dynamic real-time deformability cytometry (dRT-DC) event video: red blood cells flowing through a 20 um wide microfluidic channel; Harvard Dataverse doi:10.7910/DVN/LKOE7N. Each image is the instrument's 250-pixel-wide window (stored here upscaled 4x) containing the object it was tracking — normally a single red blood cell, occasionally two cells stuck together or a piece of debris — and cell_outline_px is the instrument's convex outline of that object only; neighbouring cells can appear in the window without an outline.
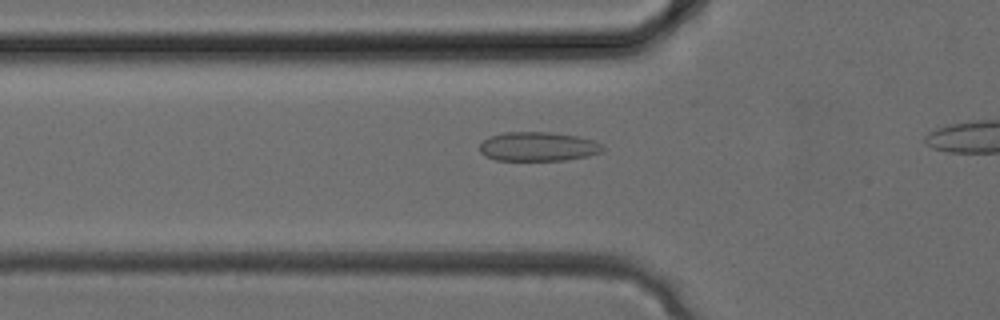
{"species": "common noctule bat (a hibernating species)", "species_latin": "Nyctalus noctula", "temperature_condition": "cold", "stored_images_in_passage": 22, "segment_of_instrument_passage": [1, 2], "camera_frame_rate_fps": 3000, "um_per_image_px": 0.085, "animal": {"sex": "female", "body_mass_g": 24.6, "forearm_length_mm": 56.2}, "frame": {"image": 1, "passage_image": 6, "time_ms": 1.667, "image_size_px": [1000, 320], "cell_outline_px": [[604, 152], [588, 156], [564, 160], [496, 160], [484, 156], [480, 152], [480, 144], [488, 136], [504, 132], [552, 132], [576, 136], [592, 140], [600, 144], [604, 148]], "centroid_in_image_um": [45.72, 12.46], "position_along_channel_um": 80.1, "area_um2": 20.98}}
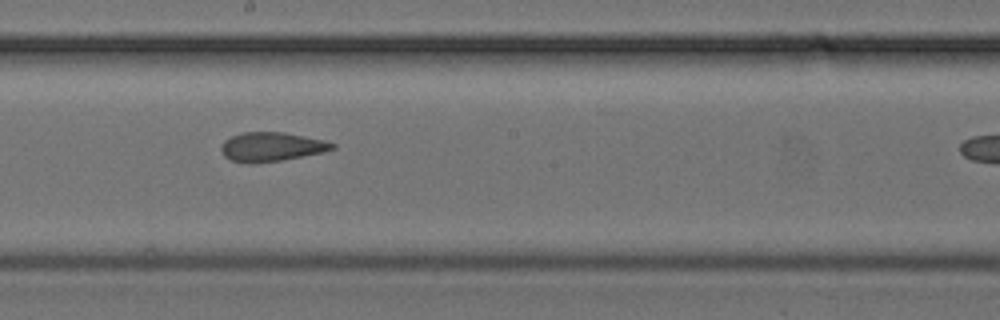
{"frame": {"image": 2, "passage_image": 13, "time_ms": 4.0, "image_size_px": [1000, 320], "cell_outline_px": [[336, 148], [324, 152], [284, 160], [256, 164], [248, 164], [232, 160], [224, 156], [220, 148], [220, 144], [224, 140], [232, 136], [244, 132], [284, 132], [324, 140], [336, 144]], "centroid_in_image_um": [23.07, 12.49], "position_along_channel_um": 225.1, "area_um2": 19.13}}
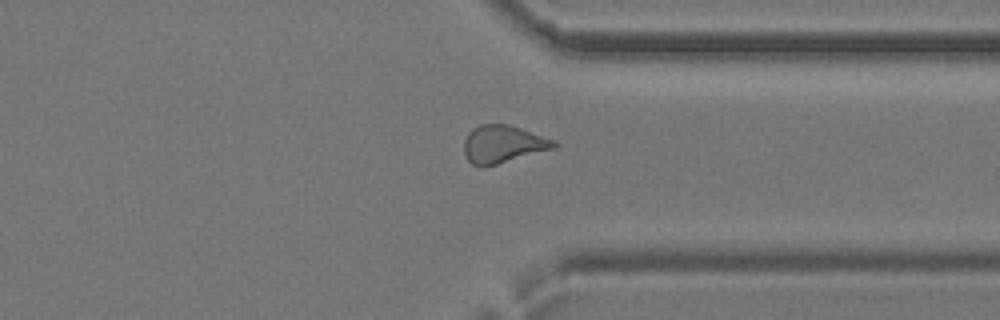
{"frame": {"image": 3, "passage_image": 20, "time_ms": 6.333, "image_size_px": [1000, 320], "cell_outline_px": [[560, 144], [556, 148], [496, 164], [472, 164], [468, 160], [464, 152], [464, 140], [468, 132], [472, 128], [480, 124], [508, 124], [556, 140]], "centroid_in_image_um": [42.79, 12.22], "position_along_channel_um": 368.6, "area_um2": 19.54}}